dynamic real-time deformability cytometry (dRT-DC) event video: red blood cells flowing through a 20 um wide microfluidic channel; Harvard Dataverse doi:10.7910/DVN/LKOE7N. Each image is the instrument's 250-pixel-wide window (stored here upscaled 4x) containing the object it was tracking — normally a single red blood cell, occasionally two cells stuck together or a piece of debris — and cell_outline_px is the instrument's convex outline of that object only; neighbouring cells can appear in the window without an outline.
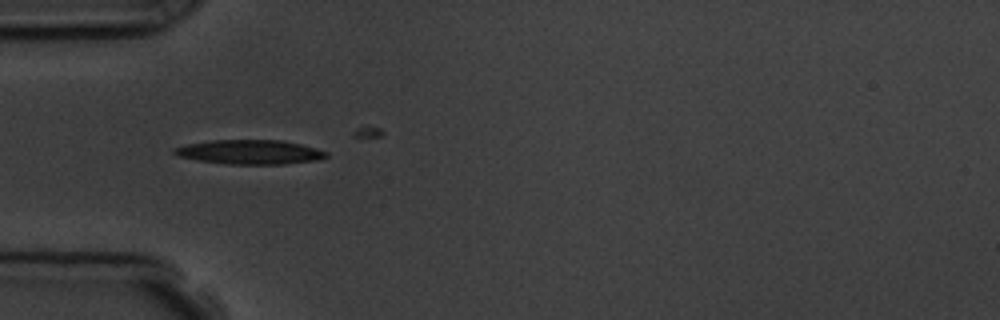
{"species": "common noctule bat (a hibernating species)", "species_latin": "Nyctalus noctula", "temperature_condition": "room temperature", "stored_images_in_passage": 2, "camera_frame_rate_fps": 3000, "um_per_image_px": 0.085, "animal": {"sex": "male", "body_mass_g": 19.5, "forearm_length_mm": 54.6}, "frame": {"image": 1, "passage_image": 1, "time_ms": 0.0, "image_size_px": [1000, 320], "cell_outline_px": [[328, 156], [316, 160], [284, 164], [228, 164], [200, 160], [180, 156], [172, 152], [172, 148], [188, 144], [212, 140], [284, 140], [316, 148], [328, 152]], "centroid_in_image_um": [21.26, 12.92], "position_along_channel_um": 63.7, "area_um2": 21.39}}